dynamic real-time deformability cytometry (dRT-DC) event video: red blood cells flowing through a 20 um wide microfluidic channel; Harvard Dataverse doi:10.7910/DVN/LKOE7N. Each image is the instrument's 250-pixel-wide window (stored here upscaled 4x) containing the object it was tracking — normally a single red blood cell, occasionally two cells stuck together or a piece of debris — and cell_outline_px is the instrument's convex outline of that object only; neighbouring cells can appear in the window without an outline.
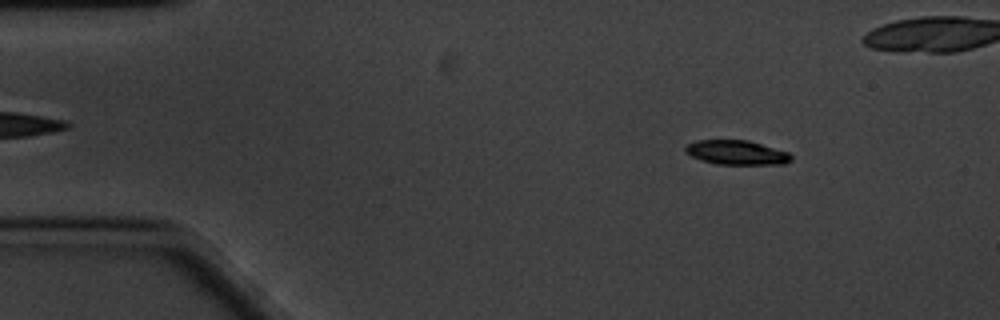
{"species": "common noctule bat (a hibernating species)", "species_latin": "Nyctalus noctula", "temperature_condition": "cold", "stored_images_in_passage": 59, "camera_frame_rate_fps": 3000, "um_per_image_px": 0.085, "animal": {"sex": "male", "body_mass_g": 20.1, "forearm_length_mm": 53.5}, "frame": {"image": 1, "passage_image": 6, "time_ms": 1.667, "image_size_px": [1000, 320], "cell_outline_px": [[792, 160], [784, 164], [716, 164], [700, 160], [684, 152], [684, 148], [688, 144], [696, 140], [748, 140], [788, 152], [792, 156]], "centroid_in_image_um": [62.59, 12.96], "position_along_channel_um": 22.4, "area_um2": 15.03}}
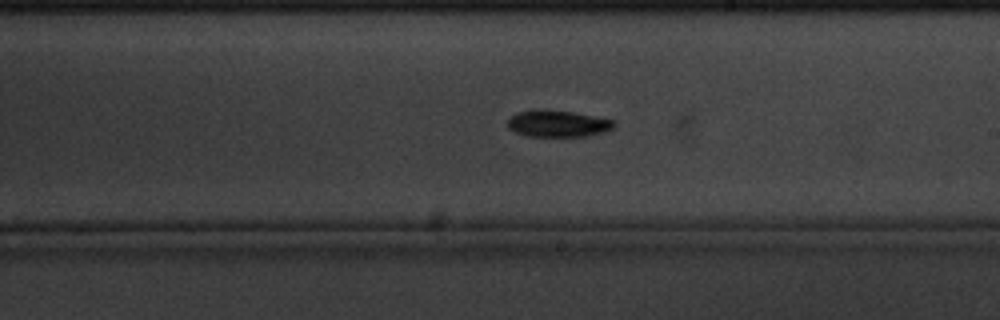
{"frame": {"image": 2, "passage_image": 32, "time_ms": 10.333, "image_size_px": [1000, 320], "cell_outline_px": [[616, 124], [612, 128], [604, 132], [588, 136], [528, 136], [516, 132], [508, 128], [508, 120], [516, 112], [532, 108], [548, 108], [596, 116], [616, 120]], "centroid_in_image_um": [47.41, 10.47], "position_along_channel_um": 241.6, "area_um2": 16.94}}
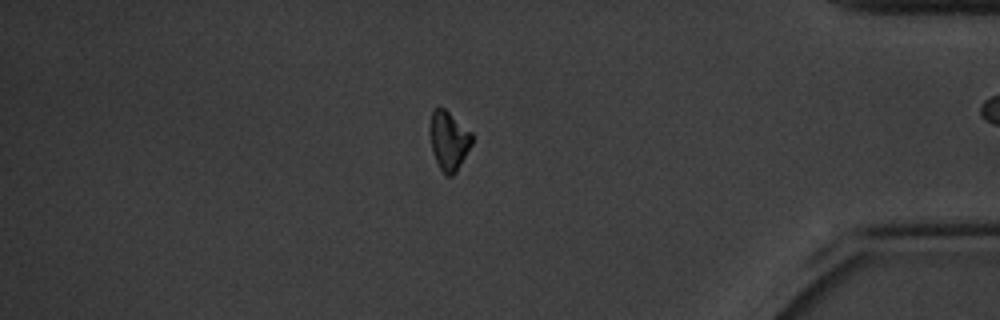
{"frame": {"image": 3, "passage_image": 49, "time_ms": 16.0, "image_size_px": [1000, 320], "cell_outline_px": [[472, 144], [456, 172], [452, 176], [448, 176], [440, 168], [432, 152], [428, 132], [428, 124], [432, 108], [444, 108], [472, 132]], "centroid_in_image_um": [38.11, 11.91], "position_along_channel_um": 397.1, "area_um2": 14.68}, "authors_computed_cell_mechanics": {"area_um2": 15.3748, "velocity_mm_per_s": 3.3328, "shape_relaxation_time_tau1_ms": 1.5791, "shape_relaxation_time_tau2_ms": null, "deformation_change_tau1": 0.1153, "deformation_change_tau2": null}}